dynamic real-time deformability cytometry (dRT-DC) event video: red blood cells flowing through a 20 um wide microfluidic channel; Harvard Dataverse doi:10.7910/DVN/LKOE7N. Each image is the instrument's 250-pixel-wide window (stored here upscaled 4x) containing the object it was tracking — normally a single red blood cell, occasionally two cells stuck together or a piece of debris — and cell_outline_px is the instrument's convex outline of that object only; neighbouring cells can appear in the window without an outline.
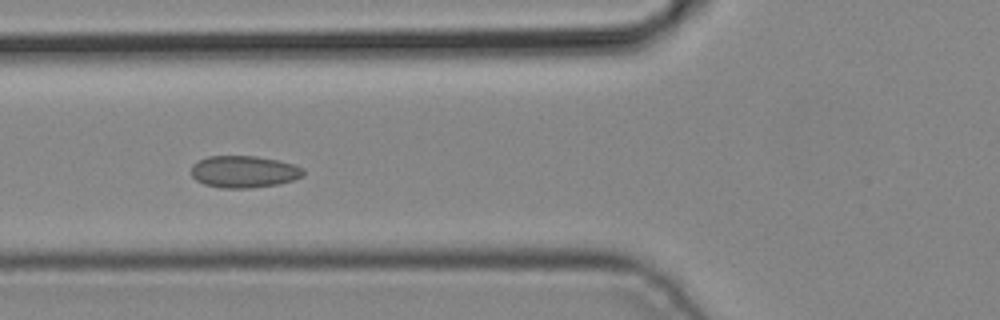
{"species": "common noctule bat (a hibernating species)", "species_latin": "Nyctalus noctula", "temperature_condition": "cold", "stored_images_in_passage": 5, "camera_frame_rate_fps": 3000, "um_per_image_px": 0.085, "animal": {"sex": "male", "body_mass_g": 19.2, "forearm_length_mm": 51.8}, "frame": {"image": 1, "passage_image": 5, "time_ms": 1.333, "image_size_px": [1000, 320], "cell_outline_px": [[304, 172], [300, 176], [292, 180], [276, 184], [248, 188], [220, 188], [204, 184], [196, 180], [192, 176], [192, 164], [208, 156], [256, 156], [276, 160], [292, 164], [304, 168]], "centroid_in_image_um": [20.69, 14.59], "position_along_channel_um": 105.1, "area_um2": 20.63}}